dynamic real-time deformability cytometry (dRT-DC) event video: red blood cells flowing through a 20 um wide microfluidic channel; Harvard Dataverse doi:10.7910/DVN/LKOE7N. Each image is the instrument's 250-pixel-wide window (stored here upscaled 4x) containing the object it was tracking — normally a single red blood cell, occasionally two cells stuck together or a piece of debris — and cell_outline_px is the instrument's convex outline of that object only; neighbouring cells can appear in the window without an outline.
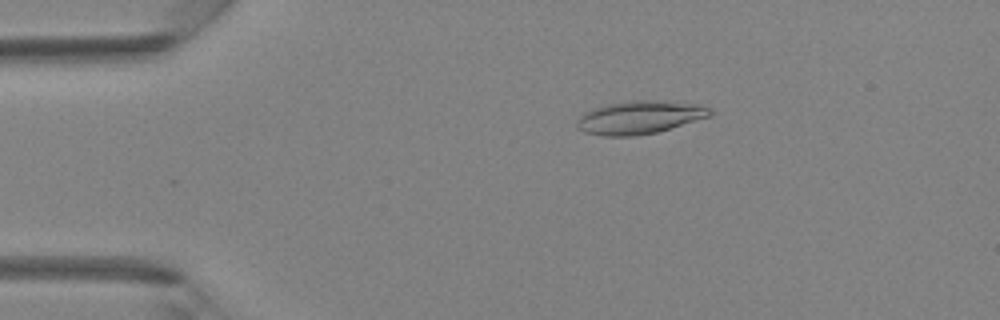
{"species": "Egyptian fruit bat (a non-hibernating species)", "species_latin": "Rousettus aegyptiacus", "temperature_condition": "room temperature", "stored_images_in_passage": 35, "camera_frame_rate_fps": 3000, "um_per_image_px": 0.085, "animal": {"sex": "female"}, "frame": {"image": 1, "passage_image": 1, "time_ms": 0.0, "image_size_px": [1000, 320], "cell_outline_px": [[712, 116], [656, 132], [636, 136], [604, 136], [584, 132], [576, 124], [576, 120], [584, 112], [592, 108], [608, 104], [632, 100], [656, 100], [700, 104], [712, 108]], "centroid_in_image_um": [54.39, 9.97], "position_along_channel_um": 30.6, "area_um2": 25.78}}
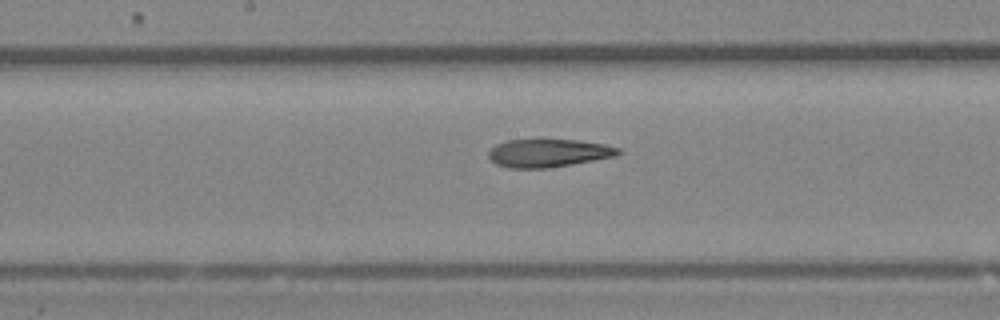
{"frame": {"image": 2, "passage_image": 15, "time_ms": 4.667, "image_size_px": [1000, 320], "cell_outline_px": [[620, 152], [616, 156], [548, 168], [508, 168], [496, 164], [488, 156], [488, 152], [496, 144], [508, 140], [576, 140], [604, 144], [620, 148]], "centroid_in_image_um": [46.59, 13.01], "position_along_channel_um": 201.6, "area_um2": 20.98}}
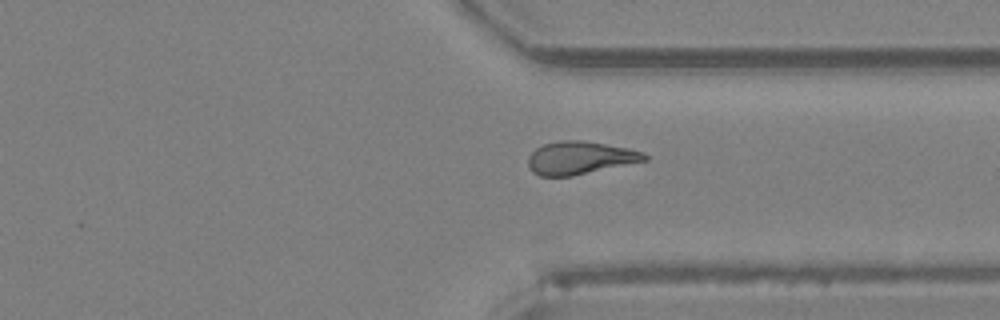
{"frame": {"image": 3, "passage_image": 25, "time_ms": 8.0, "image_size_px": [1000, 320], "cell_outline_px": [[648, 160], [572, 176], [540, 176], [532, 172], [528, 168], [528, 156], [536, 148], [544, 144], [560, 140], [580, 140], [628, 148], [644, 152], [648, 156]], "centroid_in_image_um": [49.28, 13.42], "position_along_channel_um": 362.1, "area_um2": 22.31}}